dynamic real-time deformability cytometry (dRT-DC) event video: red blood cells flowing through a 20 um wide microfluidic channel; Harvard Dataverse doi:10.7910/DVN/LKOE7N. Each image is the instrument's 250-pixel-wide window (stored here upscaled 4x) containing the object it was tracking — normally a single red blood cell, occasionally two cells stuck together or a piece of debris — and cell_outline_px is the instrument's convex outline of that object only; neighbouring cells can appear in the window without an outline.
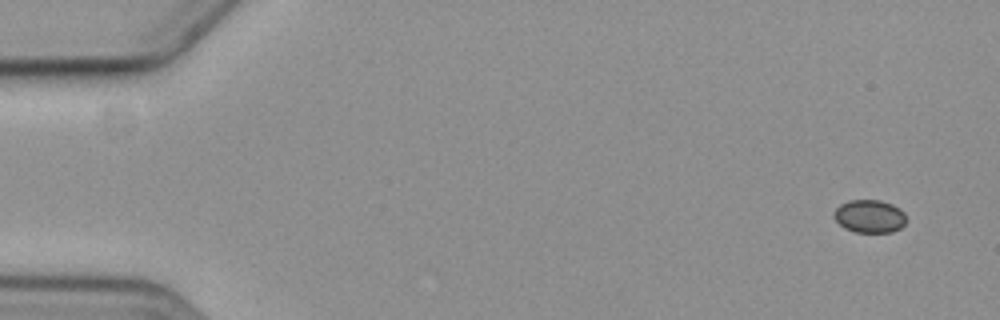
{"species": "common noctule bat (a hibernating species)", "species_latin": "Nyctalus noctula", "temperature_condition": "cold", "stored_images_in_passage": 6, "camera_frame_rate_fps": 3000, "um_per_image_px": 0.085, "animal": {"sex": "female", "body_mass_g": 19.3, "forearm_length_mm": 54.1}, "frame": {"image": 1, "passage_image": 1, "time_ms": 0.0, "image_size_px": [1000, 320], "cell_outline_px": [[908, 220], [900, 228], [892, 232], [856, 232], [844, 228], [832, 216], [836, 208], [840, 204], [848, 200], [880, 200], [892, 204], [900, 208], [904, 212]], "centroid_in_image_um": [73.93, 18.37], "position_along_channel_um": 11.1, "area_um2": 14.05}}
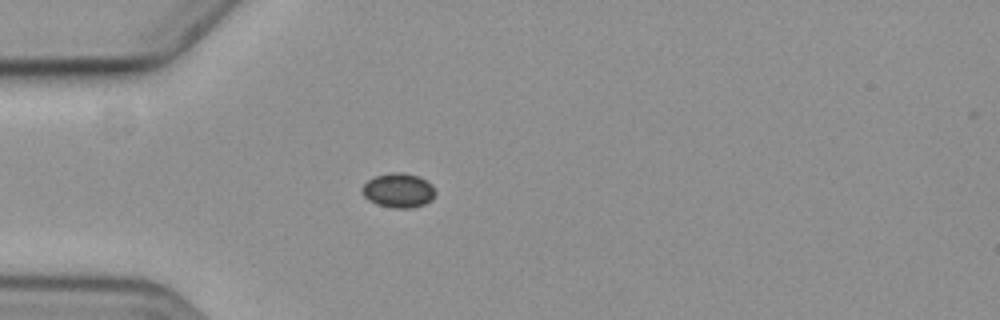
{"frame": {"image": 2, "passage_image": 5, "time_ms": 4.667, "image_size_px": [1000, 320], "cell_outline_px": [[436, 192], [432, 200], [424, 204], [412, 208], [392, 208], [376, 204], [368, 200], [360, 192], [360, 188], [368, 180], [376, 176], [388, 172], [400, 172], [420, 176], [432, 184]], "centroid_in_image_um": [33.86, 16.18], "position_along_channel_um": 51.1, "area_um2": 14.97}}